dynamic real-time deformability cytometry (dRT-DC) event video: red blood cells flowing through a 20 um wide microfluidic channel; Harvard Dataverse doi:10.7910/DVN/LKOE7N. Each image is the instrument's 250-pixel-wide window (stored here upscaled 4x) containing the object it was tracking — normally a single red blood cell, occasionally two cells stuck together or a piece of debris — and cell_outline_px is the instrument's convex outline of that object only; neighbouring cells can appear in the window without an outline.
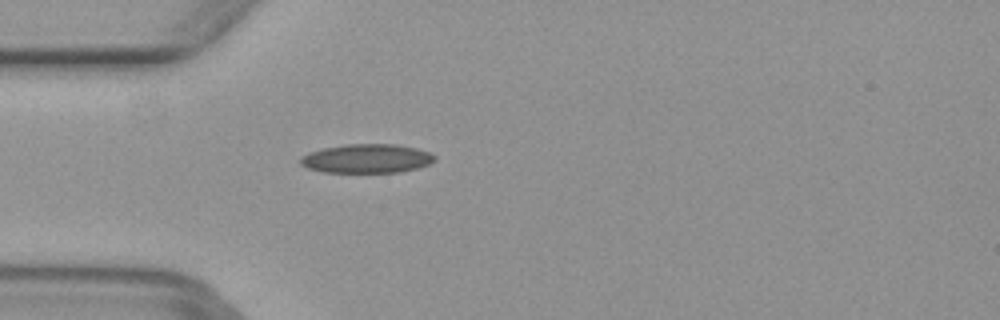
{"species": "common noctule bat (a hibernating species)", "species_latin": "Nyctalus noctula", "temperature_condition": "warm", "stored_images_in_passage": 50, "camera_frame_rate_fps": 3000, "um_per_image_px": 0.085, "animal": {"sex": "female", "body_mass_g": 29.2, "forearm_length_mm": 56.3}, "frame": {"image": 1, "passage_image": 15, "time_ms": 4.667, "image_size_px": [1000, 320], "cell_outline_px": [[436, 156], [428, 164], [416, 168], [400, 172], [324, 172], [308, 168], [300, 164], [300, 156], [308, 152], [324, 148], [344, 144], [396, 144], [416, 148], [428, 152]], "centroid_in_image_um": [31.13, 13.47], "position_along_channel_um": 53.9, "area_um2": 22.54}}
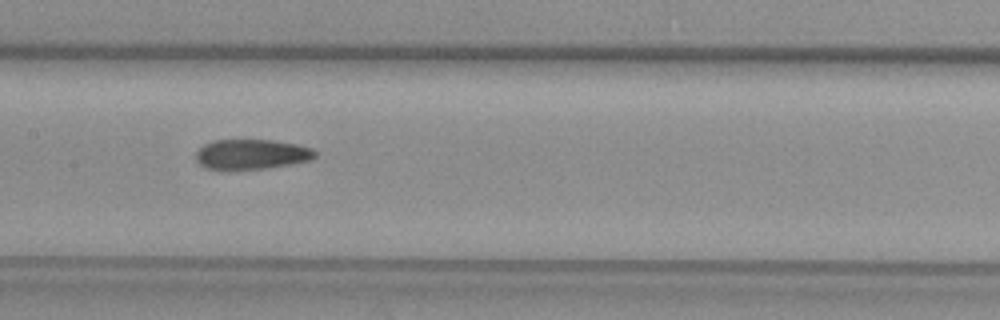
{"frame": {"image": 2, "passage_image": 25, "time_ms": 8.0, "image_size_px": [1000, 320], "cell_outline_px": [[316, 156], [312, 160], [292, 164], [264, 168], [208, 168], [200, 164], [196, 160], [196, 152], [204, 144], [212, 140], [272, 140], [296, 144], [312, 148], [316, 152]], "centroid_in_image_um": [21.42, 13.09], "position_along_channel_um": 186.0, "area_um2": 20.52}}
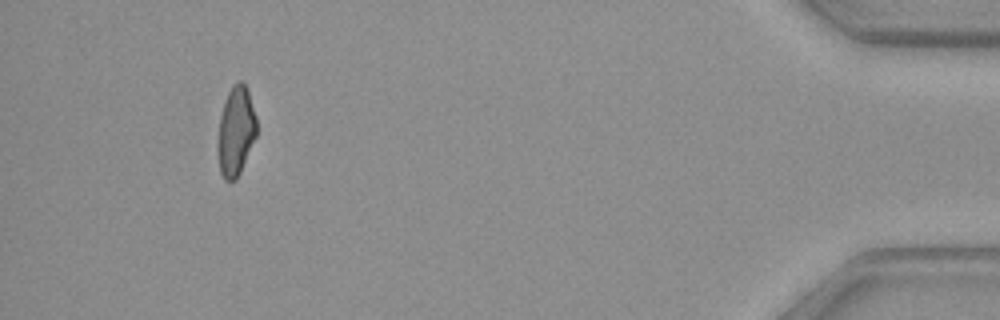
{"frame": {"image": 3, "passage_image": 47, "time_ms": 15.333, "image_size_px": [1000, 320], "cell_outline_px": [[256, 136], [240, 172], [236, 180], [224, 180], [220, 172], [216, 148], [216, 144], [220, 116], [224, 100], [232, 84], [240, 80], [248, 88], [256, 116]], "centroid_in_image_um": [20.02, 11.13], "position_along_channel_um": 415.2, "area_um2": 20.52}}